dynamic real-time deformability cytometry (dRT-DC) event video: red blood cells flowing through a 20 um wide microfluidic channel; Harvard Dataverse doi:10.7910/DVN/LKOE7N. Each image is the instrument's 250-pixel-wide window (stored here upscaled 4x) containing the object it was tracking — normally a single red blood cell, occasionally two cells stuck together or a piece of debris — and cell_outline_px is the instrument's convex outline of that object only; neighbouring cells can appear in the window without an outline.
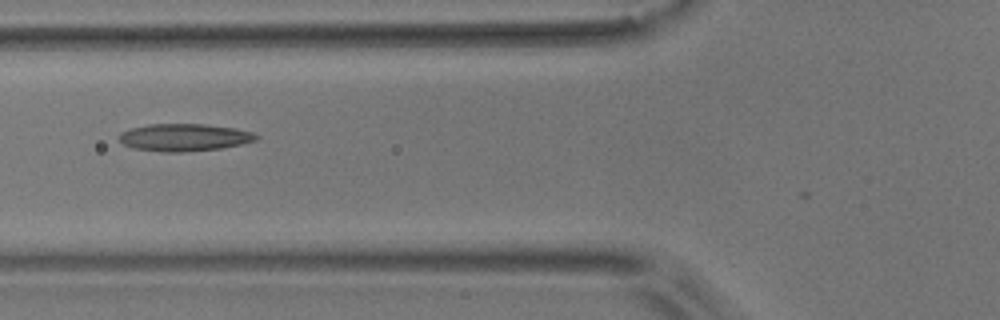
{"species": "common noctule bat (a hibernating species)", "species_latin": "Nyctalus noctula", "temperature_condition": "room temperature", "stored_images_in_passage": 6, "camera_frame_rate_fps": 3000, "um_per_image_px": 0.085, "animal": {"sex": "male", "body_mass_g": 17.9}, "frame": {"image": 1, "passage_image": 5, "time_ms": 4.667, "image_size_px": [1000, 320], "cell_outline_px": [[260, 136], [256, 140], [240, 144], [220, 148], [184, 152], [160, 152], [132, 148], [124, 144], [120, 140], [120, 132], [132, 128], [148, 124], [204, 124], [232, 128], [252, 132]], "centroid_in_image_um": [15.64, 11.68], "position_along_channel_um": 110.2, "area_um2": 21.73}}